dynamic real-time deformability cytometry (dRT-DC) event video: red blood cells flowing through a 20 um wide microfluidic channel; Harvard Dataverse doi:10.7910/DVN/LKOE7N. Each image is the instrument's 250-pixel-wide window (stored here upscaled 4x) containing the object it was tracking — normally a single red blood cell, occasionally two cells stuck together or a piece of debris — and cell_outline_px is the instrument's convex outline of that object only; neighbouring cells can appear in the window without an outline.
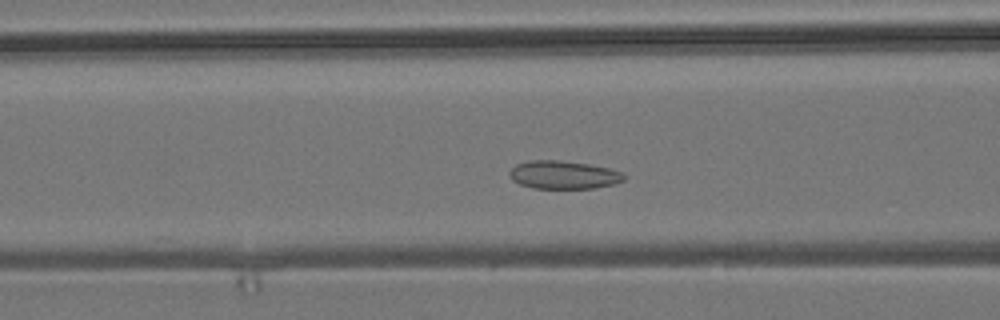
{"species": "common noctule bat (a hibernating species)", "species_latin": "Nyctalus noctula", "temperature_condition": "room temperature", "stored_images_in_passage": 48, "camera_frame_rate_fps": 3000, "um_per_image_px": 0.085, "animal": {"sex": "male", "body_mass_g": 19.2, "forearm_length_mm": 51.8}, "frame": {"image": 1, "passage_image": 15, "time_ms": 4.667, "image_size_px": [1000, 320], "cell_outline_px": [[628, 176], [624, 180], [616, 184], [592, 188], [532, 188], [520, 184], [512, 180], [508, 176], [508, 172], [516, 164], [528, 160], [560, 160], [588, 164], [608, 168], [624, 172]], "centroid_in_image_um": [47.91, 14.86], "position_along_channel_um": 118.7, "area_um2": 19.02}}
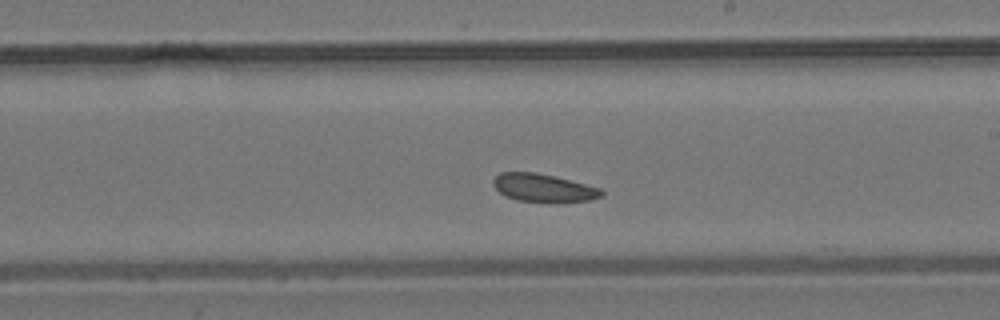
{"frame": {"image": 2, "passage_image": 25, "time_ms": 8.0, "image_size_px": [1000, 320], "cell_outline_px": [[604, 196], [588, 200], [564, 204], [556, 204], [516, 200], [504, 196], [492, 184], [492, 180], [500, 172], [536, 172], [600, 188], [604, 192]], "centroid_in_image_um": [46.2, 16.01], "position_along_channel_um": 242.8, "area_um2": 18.09}}
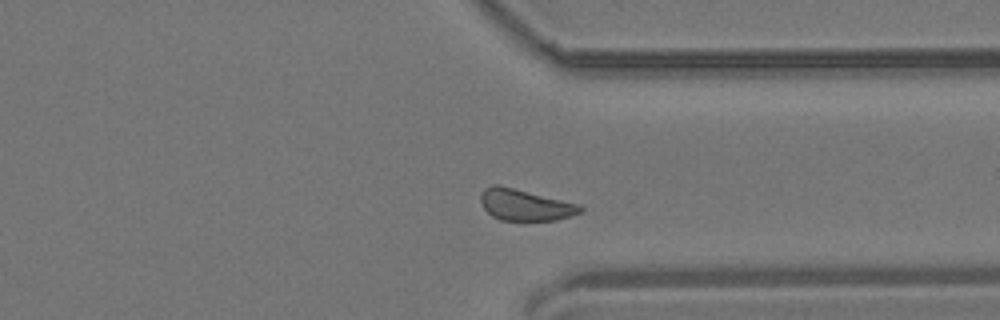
{"frame": {"image": 3, "passage_image": 35, "time_ms": 11.333, "image_size_px": [1000, 320], "cell_outline_px": [[584, 212], [556, 220], [500, 220], [492, 216], [484, 208], [480, 200], [480, 192], [484, 188], [492, 184], [496, 184], [580, 204], [584, 208]], "centroid_in_image_um": [44.63, 17.42], "position_along_channel_um": 366.8, "area_um2": 18.21}, "authors_computed_cell_mechanics": {"area_um2": 18.8717, "velocity_mm_per_s": 3.7334, "shape_relaxation_time_tau1_ms": null, "shape_relaxation_time_tau2_ms": 4.9941, "deformation_change_tau1": null, "deformation_change_tau2": 0.0948}}